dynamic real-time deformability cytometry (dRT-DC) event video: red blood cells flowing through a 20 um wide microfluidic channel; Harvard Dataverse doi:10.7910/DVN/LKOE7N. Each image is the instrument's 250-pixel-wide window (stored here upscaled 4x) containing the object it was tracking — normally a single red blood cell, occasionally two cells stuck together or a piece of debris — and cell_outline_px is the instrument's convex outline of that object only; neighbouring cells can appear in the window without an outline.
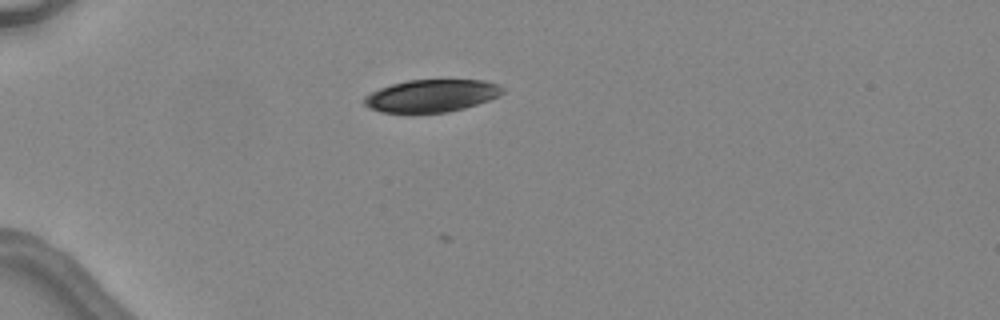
{"species": "common noctule bat (a hibernating species)", "species_latin": "Nyctalus noctula", "temperature_condition": "warm", "stored_images_in_passage": 3, "camera_frame_rate_fps": 3000, "um_per_image_px": 0.085, "animal": {"sex": "female", "body_mass_g": 24.6, "forearm_length_mm": 56.2}, "frame": {"image": 1, "passage_image": 1, "time_ms": 0.0, "image_size_px": [1000, 320], "cell_outline_px": [[504, 92], [500, 96], [464, 108], [448, 112], [380, 112], [368, 108], [364, 104], [364, 96], [380, 88], [392, 84], [408, 80], [484, 80], [496, 84], [504, 88]], "centroid_in_image_um": [36.68, 8.13], "position_along_channel_um": 48.3, "area_um2": 26.01}}